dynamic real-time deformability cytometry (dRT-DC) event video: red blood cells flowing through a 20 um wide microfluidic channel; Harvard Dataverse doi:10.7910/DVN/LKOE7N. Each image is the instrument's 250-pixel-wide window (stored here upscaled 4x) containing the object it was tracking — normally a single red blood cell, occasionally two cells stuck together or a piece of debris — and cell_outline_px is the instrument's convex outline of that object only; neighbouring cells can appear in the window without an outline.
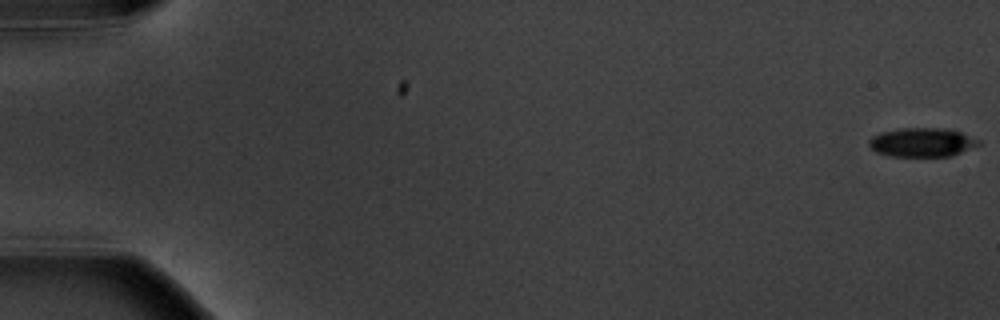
{"species": "common noctule bat (a hibernating species)", "species_latin": "Nyctalus noctula", "temperature_condition": "warm", "stored_images_in_passage": 6, "camera_frame_rate_fps": 3000, "um_per_image_px": 0.085, "animal": {"sex": "male", "body_mass_g": 20.1, "forearm_length_mm": 53.5}, "frame": {"image": 1, "passage_image": 1, "time_ms": 0.0, "image_size_px": [1000, 320], "cell_outline_px": [[980, 144], [952, 156], [888, 156], [876, 152], [868, 144], [868, 140], [872, 136], [880, 132], [896, 128], [944, 128], [960, 132], [980, 140]], "centroid_in_image_um": [78.33, 12.09], "position_along_channel_um": 6.7, "area_um2": 18.55}}
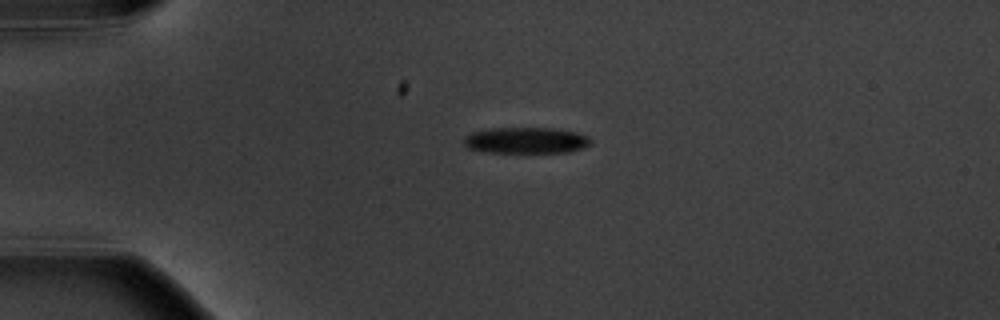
{"frame": {"image": 2, "passage_image": 5, "time_ms": 4.667, "image_size_px": [1000, 320], "cell_outline_px": [[592, 144], [584, 148], [568, 152], [484, 152], [468, 148], [464, 144], [464, 136], [472, 132], [488, 128], [556, 128], [576, 132], [588, 136], [592, 140]], "centroid_in_image_um": [44.73, 11.92], "position_along_channel_um": 40.3, "area_um2": 19.54}}